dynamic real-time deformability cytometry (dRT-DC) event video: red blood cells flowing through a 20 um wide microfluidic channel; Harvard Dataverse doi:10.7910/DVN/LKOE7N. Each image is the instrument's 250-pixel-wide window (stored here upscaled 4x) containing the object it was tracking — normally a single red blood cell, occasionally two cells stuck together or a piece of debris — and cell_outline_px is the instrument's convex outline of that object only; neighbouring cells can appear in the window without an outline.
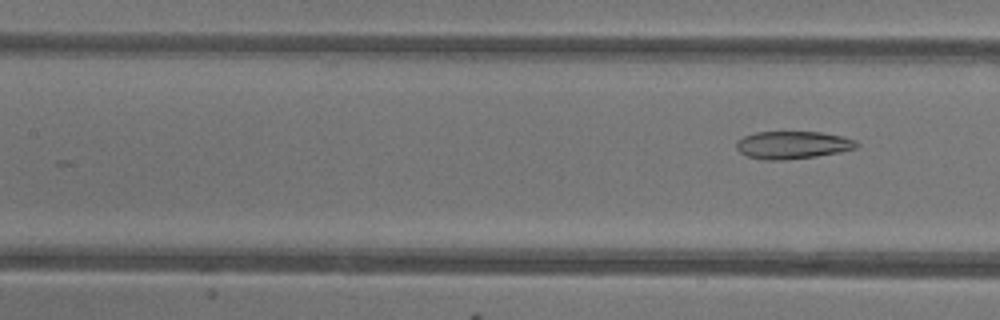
{"species": "common noctule bat (a hibernating species)", "species_latin": "Nyctalus noctula", "temperature_condition": "warm", "stored_images_in_passage": 7, "segment_of_instrument_passage": [2, 2], "camera_frame_rate_fps": 3000, "um_per_image_px": 0.085, "animal": {"sex": "female"}, "frame": {"image": 1, "passage_image": 7, "time_ms": 7.0, "image_size_px": [1000, 320], "cell_outline_px": [[860, 144], [856, 148], [840, 152], [816, 156], [784, 160], [764, 160], [748, 156], [740, 152], [736, 148], [736, 144], [744, 136], [756, 132], [820, 132], [844, 136], [856, 140]], "centroid_in_image_um": [67.42, 12.32], "position_along_channel_um": 140.0, "area_um2": 19.36}}